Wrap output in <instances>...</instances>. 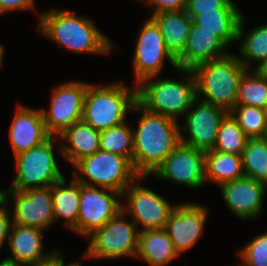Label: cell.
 <instances>
[{
  "instance_id": "obj_1",
  "label": "cell",
  "mask_w": 267,
  "mask_h": 266,
  "mask_svg": "<svg viewBox=\"0 0 267 266\" xmlns=\"http://www.w3.org/2000/svg\"><path fill=\"white\" fill-rule=\"evenodd\" d=\"M37 23V32L74 54L109 55L116 45L93 18L70 9L41 11Z\"/></svg>"
},
{
  "instance_id": "obj_2",
  "label": "cell",
  "mask_w": 267,
  "mask_h": 266,
  "mask_svg": "<svg viewBox=\"0 0 267 266\" xmlns=\"http://www.w3.org/2000/svg\"><path fill=\"white\" fill-rule=\"evenodd\" d=\"M140 113L133 130L132 166L138 175L150 176L181 143L180 122L153 113L138 102L132 113Z\"/></svg>"
},
{
  "instance_id": "obj_3",
  "label": "cell",
  "mask_w": 267,
  "mask_h": 266,
  "mask_svg": "<svg viewBox=\"0 0 267 266\" xmlns=\"http://www.w3.org/2000/svg\"><path fill=\"white\" fill-rule=\"evenodd\" d=\"M175 72L182 75L180 79L160 75L141 81L137 85V102L150 112L180 122L197 98L196 80L190 69L177 68Z\"/></svg>"
},
{
  "instance_id": "obj_4",
  "label": "cell",
  "mask_w": 267,
  "mask_h": 266,
  "mask_svg": "<svg viewBox=\"0 0 267 266\" xmlns=\"http://www.w3.org/2000/svg\"><path fill=\"white\" fill-rule=\"evenodd\" d=\"M137 103V85L124 81L89 83L81 120L102 131L123 124Z\"/></svg>"
},
{
  "instance_id": "obj_5",
  "label": "cell",
  "mask_w": 267,
  "mask_h": 266,
  "mask_svg": "<svg viewBox=\"0 0 267 266\" xmlns=\"http://www.w3.org/2000/svg\"><path fill=\"white\" fill-rule=\"evenodd\" d=\"M247 69L234 52L195 66L197 98L228 113L235 107L242 75Z\"/></svg>"
},
{
  "instance_id": "obj_6",
  "label": "cell",
  "mask_w": 267,
  "mask_h": 266,
  "mask_svg": "<svg viewBox=\"0 0 267 266\" xmlns=\"http://www.w3.org/2000/svg\"><path fill=\"white\" fill-rule=\"evenodd\" d=\"M57 136H50L42 144L14 157L16 175L6 190L24 191L31 188L52 186L61 180L62 174L55 152L62 157L61 143ZM56 145V147H55ZM56 148V149H55Z\"/></svg>"
},
{
  "instance_id": "obj_7",
  "label": "cell",
  "mask_w": 267,
  "mask_h": 266,
  "mask_svg": "<svg viewBox=\"0 0 267 266\" xmlns=\"http://www.w3.org/2000/svg\"><path fill=\"white\" fill-rule=\"evenodd\" d=\"M71 167L74 168L71 175L82 185L120 193L139 176L126 157L103 150L80 159Z\"/></svg>"
},
{
  "instance_id": "obj_8",
  "label": "cell",
  "mask_w": 267,
  "mask_h": 266,
  "mask_svg": "<svg viewBox=\"0 0 267 266\" xmlns=\"http://www.w3.org/2000/svg\"><path fill=\"white\" fill-rule=\"evenodd\" d=\"M128 215L121 210L102 228L86 238L87 248L83 258L89 260H116L123 257H136L139 231Z\"/></svg>"
},
{
  "instance_id": "obj_9",
  "label": "cell",
  "mask_w": 267,
  "mask_h": 266,
  "mask_svg": "<svg viewBox=\"0 0 267 266\" xmlns=\"http://www.w3.org/2000/svg\"><path fill=\"white\" fill-rule=\"evenodd\" d=\"M146 178L149 177L139 175L122 192V210L135 223L139 232L166 228L169 216L177 205L142 185L144 180H148Z\"/></svg>"
},
{
  "instance_id": "obj_10",
  "label": "cell",
  "mask_w": 267,
  "mask_h": 266,
  "mask_svg": "<svg viewBox=\"0 0 267 266\" xmlns=\"http://www.w3.org/2000/svg\"><path fill=\"white\" fill-rule=\"evenodd\" d=\"M138 32L131 60L134 85L146 78L161 75L167 62L174 70L178 68L176 58L166 48L157 24L150 17H147Z\"/></svg>"
},
{
  "instance_id": "obj_11",
  "label": "cell",
  "mask_w": 267,
  "mask_h": 266,
  "mask_svg": "<svg viewBox=\"0 0 267 266\" xmlns=\"http://www.w3.org/2000/svg\"><path fill=\"white\" fill-rule=\"evenodd\" d=\"M88 84L85 81L69 80L53 86L48 109L40 108L50 136L58 137L81 120Z\"/></svg>"
},
{
  "instance_id": "obj_12",
  "label": "cell",
  "mask_w": 267,
  "mask_h": 266,
  "mask_svg": "<svg viewBox=\"0 0 267 266\" xmlns=\"http://www.w3.org/2000/svg\"><path fill=\"white\" fill-rule=\"evenodd\" d=\"M5 205L13 208L10 213L14 224L44 231L55 224L52 186L24 191L6 190Z\"/></svg>"
},
{
  "instance_id": "obj_13",
  "label": "cell",
  "mask_w": 267,
  "mask_h": 266,
  "mask_svg": "<svg viewBox=\"0 0 267 266\" xmlns=\"http://www.w3.org/2000/svg\"><path fill=\"white\" fill-rule=\"evenodd\" d=\"M122 210V193L80 183L77 235L85 239Z\"/></svg>"
},
{
  "instance_id": "obj_14",
  "label": "cell",
  "mask_w": 267,
  "mask_h": 266,
  "mask_svg": "<svg viewBox=\"0 0 267 266\" xmlns=\"http://www.w3.org/2000/svg\"><path fill=\"white\" fill-rule=\"evenodd\" d=\"M227 114L226 110L196 98L181 118V143L204 152L213 150L220 123Z\"/></svg>"
},
{
  "instance_id": "obj_15",
  "label": "cell",
  "mask_w": 267,
  "mask_h": 266,
  "mask_svg": "<svg viewBox=\"0 0 267 266\" xmlns=\"http://www.w3.org/2000/svg\"><path fill=\"white\" fill-rule=\"evenodd\" d=\"M159 181L200 189L206 183L205 152L180 143L150 175Z\"/></svg>"
},
{
  "instance_id": "obj_16",
  "label": "cell",
  "mask_w": 267,
  "mask_h": 266,
  "mask_svg": "<svg viewBox=\"0 0 267 266\" xmlns=\"http://www.w3.org/2000/svg\"><path fill=\"white\" fill-rule=\"evenodd\" d=\"M208 214V207L201 203L192 201L177 203L165 229L179 257L192 249L205 233Z\"/></svg>"
},
{
  "instance_id": "obj_17",
  "label": "cell",
  "mask_w": 267,
  "mask_h": 266,
  "mask_svg": "<svg viewBox=\"0 0 267 266\" xmlns=\"http://www.w3.org/2000/svg\"><path fill=\"white\" fill-rule=\"evenodd\" d=\"M219 187L227 209L239 221L247 223V220L252 221L260 218L267 196V188L263 182L244 176L225 182Z\"/></svg>"
},
{
  "instance_id": "obj_18",
  "label": "cell",
  "mask_w": 267,
  "mask_h": 266,
  "mask_svg": "<svg viewBox=\"0 0 267 266\" xmlns=\"http://www.w3.org/2000/svg\"><path fill=\"white\" fill-rule=\"evenodd\" d=\"M13 116L8 136L14 156L42 144L50 137L40 108L18 103Z\"/></svg>"
},
{
  "instance_id": "obj_19",
  "label": "cell",
  "mask_w": 267,
  "mask_h": 266,
  "mask_svg": "<svg viewBox=\"0 0 267 266\" xmlns=\"http://www.w3.org/2000/svg\"><path fill=\"white\" fill-rule=\"evenodd\" d=\"M44 232L38 228L12 223L7 239V247L11 254L2 261L10 266H29L49 257L56 249L51 250V252L43 250L45 248Z\"/></svg>"
},
{
  "instance_id": "obj_20",
  "label": "cell",
  "mask_w": 267,
  "mask_h": 266,
  "mask_svg": "<svg viewBox=\"0 0 267 266\" xmlns=\"http://www.w3.org/2000/svg\"><path fill=\"white\" fill-rule=\"evenodd\" d=\"M227 48L216 35L193 22L186 47L176 63L178 68L192 70L201 63L227 56L230 53Z\"/></svg>"
},
{
  "instance_id": "obj_21",
  "label": "cell",
  "mask_w": 267,
  "mask_h": 266,
  "mask_svg": "<svg viewBox=\"0 0 267 266\" xmlns=\"http://www.w3.org/2000/svg\"><path fill=\"white\" fill-rule=\"evenodd\" d=\"M61 154L70 166L100 150V131L80 120L59 136Z\"/></svg>"
},
{
  "instance_id": "obj_22",
  "label": "cell",
  "mask_w": 267,
  "mask_h": 266,
  "mask_svg": "<svg viewBox=\"0 0 267 266\" xmlns=\"http://www.w3.org/2000/svg\"><path fill=\"white\" fill-rule=\"evenodd\" d=\"M158 26L168 51L177 58L185 49L193 19L181 11H163L149 16Z\"/></svg>"
},
{
  "instance_id": "obj_23",
  "label": "cell",
  "mask_w": 267,
  "mask_h": 266,
  "mask_svg": "<svg viewBox=\"0 0 267 266\" xmlns=\"http://www.w3.org/2000/svg\"><path fill=\"white\" fill-rule=\"evenodd\" d=\"M136 259L149 266H168L180 258L165 228L139 232Z\"/></svg>"
},
{
  "instance_id": "obj_24",
  "label": "cell",
  "mask_w": 267,
  "mask_h": 266,
  "mask_svg": "<svg viewBox=\"0 0 267 266\" xmlns=\"http://www.w3.org/2000/svg\"><path fill=\"white\" fill-rule=\"evenodd\" d=\"M70 179V181H67L64 176L52 185L54 219L55 224L63 219V225L74 234H77L80 183L72 175Z\"/></svg>"
},
{
  "instance_id": "obj_25",
  "label": "cell",
  "mask_w": 267,
  "mask_h": 266,
  "mask_svg": "<svg viewBox=\"0 0 267 266\" xmlns=\"http://www.w3.org/2000/svg\"><path fill=\"white\" fill-rule=\"evenodd\" d=\"M242 14L238 24L236 53L246 69H252L259 62L267 59V24H260L245 30L248 24L246 16ZM246 25V26H245Z\"/></svg>"
},
{
  "instance_id": "obj_26",
  "label": "cell",
  "mask_w": 267,
  "mask_h": 266,
  "mask_svg": "<svg viewBox=\"0 0 267 266\" xmlns=\"http://www.w3.org/2000/svg\"><path fill=\"white\" fill-rule=\"evenodd\" d=\"M243 13L240 9H216V12H200L193 22L216 35L229 49L237 42L238 24Z\"/></svg>"
},
{
  "instance_id": "obj_27",
  "label": "cell",
  "mask_w": 267,
  "mask_h": 266,
  "mask_svg": "<svg viewBox=\"0 0 267 266\" xmlns=\"http://www.w3.org/2000/svg\"><path fill=\"white\" fill-rule=\"evenodd\" d=\"M244 176L241 155L215 150L205 152L206 183L220 186Z\"/></svg>"
},
{
  "instance_id": "obj_28",
  "label": "cell",
  "mask_w": 267,
  "mask_h": 266,
  "mask_svg": "<svg viewBox=\"0 0 267 266\" xmlns=\"http://www.w3.org/2000/svg\"><path fill=\"white\" fill-rule=\"evenodd\" d=\"M244 175L256 181H267V141L264 138H248L242 152Z\"/></svg>"
},
{
  "instance_id": "obj_29",
  "label": "cell",
  "mask_w": 267,
  "mask_h": 266,
  "mask_svg": "<svg viewBox=\"0 0 267 266\" xmlns=\"http://www.w3.org/2000/svg\"><path fill=\"white\" fill-rule=\"evenodd\" d=\"M133 127L128 121L100 131V150L126 157L132 163Z\"/></svg>"
},
{
  "instance_id": "obj_30",
  "label": "cell",
  "mask_w": 267,
  "mask_h": 266,
  "mask_svg": "<svg viewBox=\"0 0 267 266\" xmlns=\"http://www.w3.org/2000/svg\"><path fill=\"white\" fill-rule=\"evenodd\" d=\"M248 137L237 121L228 113L221 121L213 150L242 155Z\"/></svg>"
},
{
  "instance_id": "obj_31",
  "label": "cell",
  "mask_w": 267,
  "mask_h": 266,
  "mask_svg": "<svg viewBox=\"0 0 267 266\" xmlns=\"http://www.w3.org/2000/svg\"><path fill=\"white\" fill-rule=\"evenodd\" d=\"M236 105H267V81L261 79L252 69H247L241 77L237 92Z\"/></svg>"
},
{
  "instance_id": "obj_32",
  "label": "cell",
  "mask_w": 267,
  "mask_h": 266,
  "mask_svg": "<svg viewBox=\"0 0 267 266\" xmlns=\"http://www.w3.org/2000/svg\"><path fill=\"white\" fill-rule=\"evenodd\" d=\"M229 113L248 138H264L267 130L264 108L235 105Z\"/></svg>"
},
{
  "instance_id": "obj_33",
  "label": "cell",
  "mask_w": 267,
  "mask_h": 266,
  "mask_svg": "<svg viewBox=\"0 0 267 266\" xmlns=\"http://www.w3.org/2000/svg\"><path fill=\"white\" fill-rule=\"evenodd\" d=\"M237 253L241 259L238 266H267V231L254 235Z\"/></svg>"
},
{
  "instance_id": "obj_34",
  "label": "cell",
  "mask_w": 267,
  "mask_h": 266,
  "mask_svg": "<svg viewBox=\"0 0 267 266\" xmlns=\"http://www.w3.org/2000/svg\"><path fill=\"white\" fill-rule=\"evenodd\" d=\"M233 0H186V13L194 19L200 12H216V9H239Z\"/></svg>"
},
{
  "instance_id": "obj_35",
  "label": "cell",
  "mask_w": 267,
  "mask_h": 266,
  "mask_svg": "<svg viewBox=\"0 0 267 266\" xmlns=\"http://www.w3.org/2000/svg\"><path fill=\"white\" fill-rule=\"evenodd\" d=\"M148 5L150 10L148 12V17L163 11H181L185 10L186 0H136Z\"/></svg>"
},
{
  "instance_id": "obj_36",
  "label": "cell",
  "mask_w": 267,
  "mask_h": 266,
  "mask_svg": "<svg viewBox=\"0 0 267 266\" xmlns=\"http://www.w3.org/2000/svg\"><path fill=\"white\" fill-rule=\"evenodd\" d=\"M36 0H0V16L7 14L8 12L18 11H35L37 14V21H39L40 13L36 11Z\"/></svg>"
},
{
  "instance_id": "obj_37",
  "label": "cell",
  "mask_w": 267,
  "mask_h": 266,
  "mask_svg": "<svg viewBox=\"0 0 267 266\" xmlns=\"http://www.w3.org/2000/svg\"><path fill=\"white\" fill-rule=\"evenodd\" d=\"M10 209L4 205L0 209V252L4 249V245H7V239L9 236V230L12 224Z\"/></svg>"
},
{
  "instance_id": "obj_38",
  "label": "cell",
  "mask_w": 267,
  "mask_h": 266,
  "mask_svg": "<svg viewBox=\"0 0 267 266\" xmlns=\"http://www.w3.org/2000/svg\"><path fill=\"white\" fill-rule=\"evenodd\" d=\"M29 266H60V250H56L46 259Z\"/></svg>"
},
{
  "instance_id": "obj_39",
  "label": "cell",
  "mask_w": 267,
  "mask_h": 266,
  "mask_svg": "<svg viewBox=\"0 0 267 266\" xmlns=\"http://www.w3.org/2000/svg\"><path fill=\"white\" fill-rule=\"evenodd\" d=\"M252 70L261 78L267 81V59L259 62Z\"/></svg>"
},
{
  "instance_id": "obj_40",
  "label": "cell",
  "mask_w": 267,
  "mask_h": 266,
  "mask_svg": "<svg viewBox=\"0 0 267 266\" xmlns=\"http://www.w3.org/2000/svg\"><path fill=\"white\" fill-rule=\"evenodd\" d=\"M64 252L60 250V266H83L79 261H72L71 263H65Z\"/></svg>"
},
{
  "instance_id": "obj_41",
  "label": "cell",
  "mask_w": 267,
  "mask_h": 266,
  "mask_svg": "<svg viewBox=\"0 0 267 266\" xmlns=\"http://www.w3.org/2000/svg\"><path fill=\"white\" fill-rule=\"evenodd\" d=\"M4 45L0 42V68L4 66V54H5V49Z\"/></svg>"
},
{
  "instance_id": "obj_42",
  "label": "cell",
  "mask_w": 267,
  "mask_h": 266,
  "mask_svg": "<svg viewBox=\"0 0 267 266\" xmlns=\"http://www.w3.org/2000/svg\"><path fill=\"white\" fill-rule=\"evenodd\" d=\"M5 189H0V209L5 205Z\"/></svg>"
},
{
  "instance_id": "obj_43",
  "label": "cell",
  "mask_w": 267,
  "mask_h": 266,
  "mask_svg": "<svg viewBox=\"0 0 267 266\" xmlns=\"http://www.w3.org/2000/svg\"><path fill=\"white\" fill-rule=\"evenodd\" d=\"M0 266H10L8 263L0 260Z\"/></svg>"
},
{
  "instance_id": "obj_44",
  "label": "cell",
  "mask_w": 267,
  "mask_h": 266,
  "mask_svg": "<svg viewBox=\"0 0 267 266\" xmlns=\"http://www.w3.org/2000/svg\"><path fill=\"white\" fill-rule=\"evenodd\" d=\"M264 113H265V119H266V123H267V105L264 107Z\"/></svg>"
},
{
  "instance_id": "obj_45",
  "label": "cell",
  "mask_w": 267,
  "mask_h": 266,
  "mask_svg": "<svg viewBox=\"0 0 267 266\" xmlns=\"http://www.w3.org/2000/svg\"><path fill=\"white\" fill-rule=\"evenodd\" d=\"M264 139L267 141V130H266V134L264 136Z\"/></svg>"
}]
</instances>
